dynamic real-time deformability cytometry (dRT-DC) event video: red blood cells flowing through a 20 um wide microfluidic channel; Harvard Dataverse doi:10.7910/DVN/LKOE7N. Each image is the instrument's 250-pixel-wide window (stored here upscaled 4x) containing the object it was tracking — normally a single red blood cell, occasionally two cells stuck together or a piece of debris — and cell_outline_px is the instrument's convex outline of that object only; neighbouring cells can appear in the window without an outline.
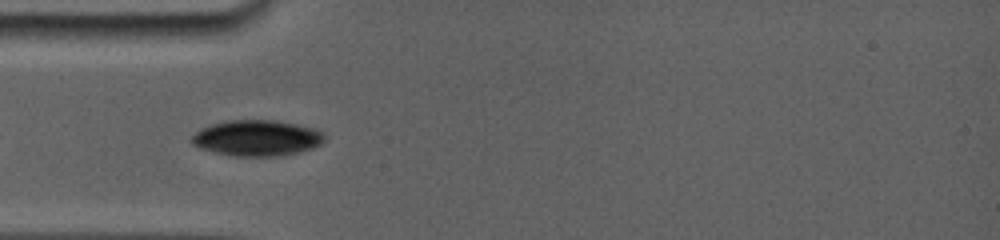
{"species": "common noctule bat (a hibernating species)", "species_latin": "Nyctalus noctula", "temperature_condition": "room temperature", "stored_images_in_passage": 10, "camera_frame_rate_fps": 5000, "um_per_image_px": 0.085, "animal": {"sex": "female", "body_mass_g": 19.0, "forearm_length_mm": 56.7}, "frame": {"image": 1, "passage_image": 2, "time_ms": 0.6, "image_size_px": [1000, 240], "cell_outline_px": [[320, 144], [296, 152], [280, 156], [236, 156], [216, 152], [200, 148], [192, 144], [192, 136], [196, 132], [212, 124], [228, 120], [272, 120], [292, 124], [308, 128], [320, 132]], "centroid_in_image_um": [21.72, 11.74], "position_along_channel_um": 63.3, "area_um2": 26.7}}
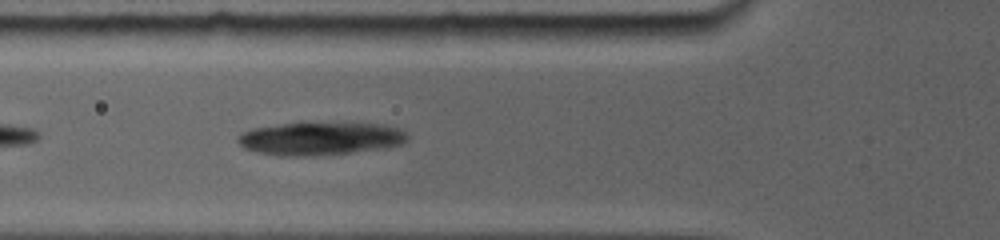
{"frame": {"image": 2, "passage_image": 4, "time_ms": 1.6, "image_size_px": [1000, 240], "cell_outline_px": [[404, 140], [400, 144], [348, 152], [312, 156], [280, 156], [260, 152], [248, 148], [240, 144], [236, 140], [244, 132], [256, 128], [284, 124], [372, 124], [392, 128], [404, 132]], "centroid_in_image_um": [27.1, 11.8], "position_along_channel_um": 98.7, "area_um2": 30.69}}